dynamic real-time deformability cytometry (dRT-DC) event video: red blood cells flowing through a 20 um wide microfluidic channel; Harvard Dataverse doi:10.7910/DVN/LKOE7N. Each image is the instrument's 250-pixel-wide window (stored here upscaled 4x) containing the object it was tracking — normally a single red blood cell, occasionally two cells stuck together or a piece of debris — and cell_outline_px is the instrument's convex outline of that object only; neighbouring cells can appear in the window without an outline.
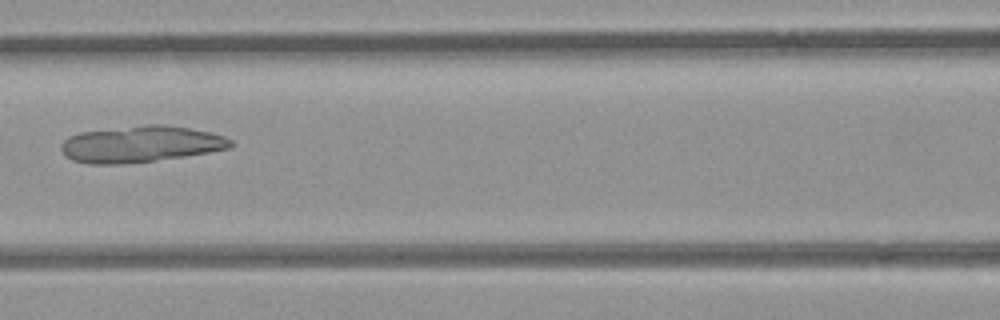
{"species": "common noctule bat (a hibernating species)", "species_latin": "Nyctalus noctula", "temperature_condition": "room temperature", "stored_images_in_passage": 3, "camera_frame_rate_fps": 3000, "um_per_image_px": 0.085, "animal": {"sex": "female", "body_mass_g": 21.9}, "frame": {"image": 1, "passage_image": 3, "time_ms": 2.333, "image_size_px": [1000, 320], "cell_outline_px": [[232, 144], [228, 148], [208, 152], [184, 156], [120, 164], [88, 164], [72, 160], [64, 156], [60, 148], [60, 144], [68, 136], [80, 132], [144, 124], [164, 124], [212, 132], [224, 136], [232, 140]], "centroid_in_image_um": [11.9, 12.24], "position_along_channel_um": 154.7, "area_um2": 35.95}}